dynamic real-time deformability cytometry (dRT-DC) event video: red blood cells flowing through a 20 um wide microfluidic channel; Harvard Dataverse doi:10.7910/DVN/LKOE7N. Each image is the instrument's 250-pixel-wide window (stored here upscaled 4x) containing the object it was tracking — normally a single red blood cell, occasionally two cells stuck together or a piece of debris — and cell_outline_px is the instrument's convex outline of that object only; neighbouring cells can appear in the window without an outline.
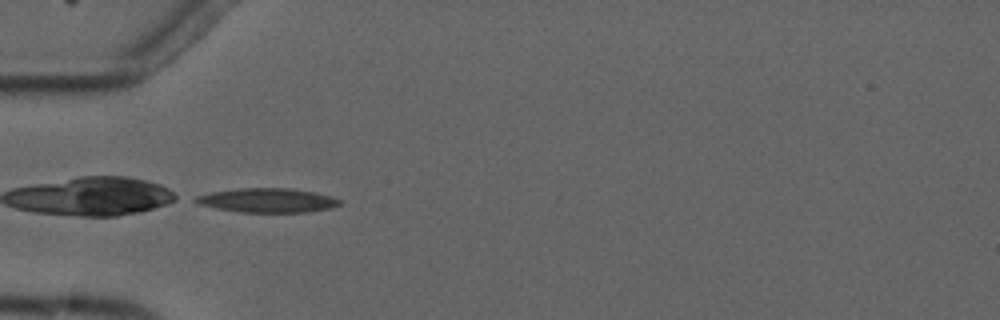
{"species": "common noctule bat (a hibernating species)", "species_latin": "Nyctalus noctula", "temperature_condition": "cold", "stored_images_in_passage": 6, "camera_frame_rate_fps": 3000, "um_per_image_px": 0.085, "animal": {"sex": "male", "forearm_length_mm": 52.5}, "frame": {"image": 1, "passage_image": 4, "time_ms": 3.333, "image_size_px": [1000, 320], "cell_outline_px": [[344, 204], [328, 208], [308, 212], [240, 212], [216, 208], [200, 204], [192, 200], [196, 196], [212, 192], [236, 188], [288, 188], [316, 192], [332, 196], [344, 200]], "centroid_in_image_um": [22.79, 17.02], "position_along_channel_um": 62.2, "area_um2": 20.46}}
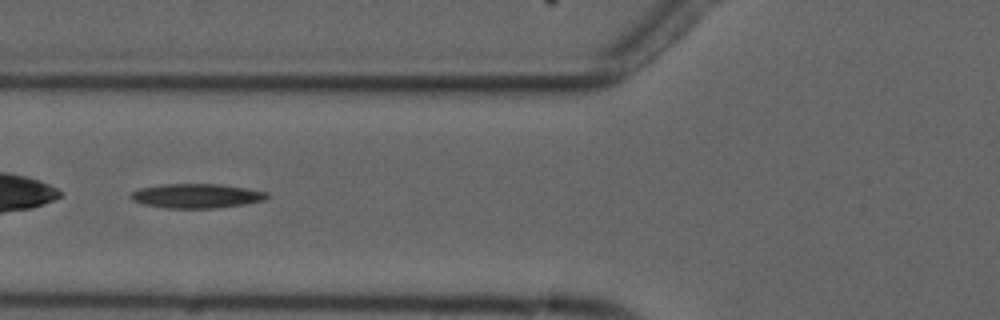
{"frame": {"image": 2, "passage_image": 5, "time_ms": 4.667, "image_size_px": [1000, 320], "cell_outline_px": [[268, 196], [264, 200], [244, 204], [216, 208], [168, 208], [144, 204], [132, 200], [128, 196], [132, 192], [140, 188], [160, 184], [220, 184], [268, 192]], "centroid_in_image_um": [16.67, 16.65], "position_along_channel_um": 109.1, "area_um2": 19.25}}
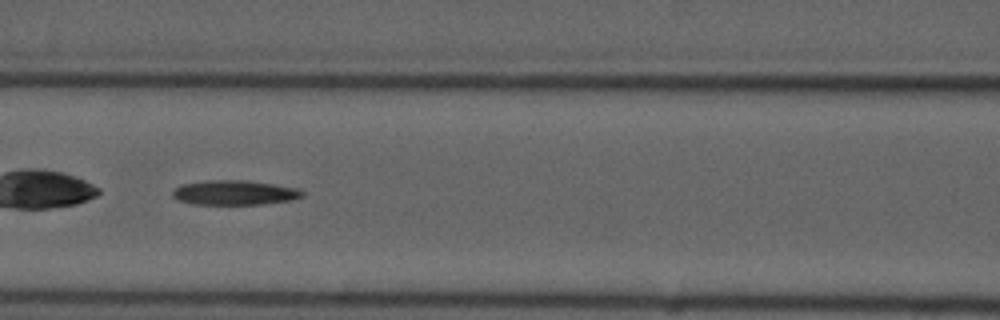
{"frame": {"image": 3, "passage_image": 6, "time_ms": 5.667, "image_size_px": [1000, 320], "cell_outline_px": [[304, 196], [292, 200], [260, 204], [192, 204], [176, 200], [172, 196], [172, 192], [176, 188], [184, 184], [208, 180], [248, 180], [276, 184], [300, 188], [304, 192]], "centroid_in_image_um": [19.98, 16.37], "position_along_channel_um": 146.6, "area_um2": 18.79}}